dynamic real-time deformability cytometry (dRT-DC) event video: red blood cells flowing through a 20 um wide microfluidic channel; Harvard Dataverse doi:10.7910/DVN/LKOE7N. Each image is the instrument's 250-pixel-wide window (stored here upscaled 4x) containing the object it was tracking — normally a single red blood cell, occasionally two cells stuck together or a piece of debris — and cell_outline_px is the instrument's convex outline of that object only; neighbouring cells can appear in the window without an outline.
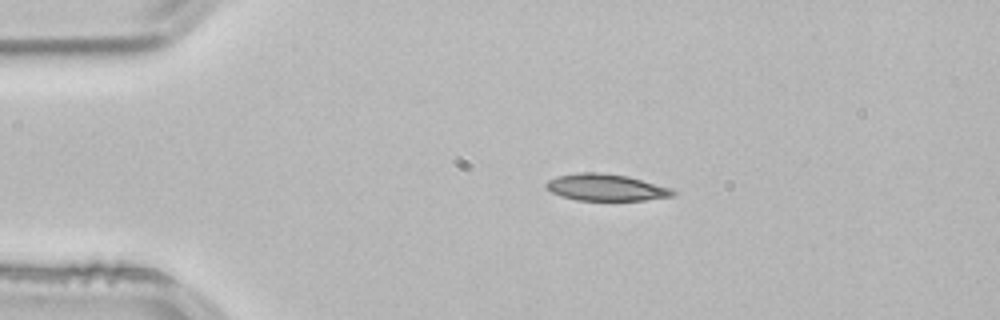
{"species": "common noctule bat (a hibernating species)", "species_latin": "Nyctalus noctula", "temperature_condition": "room temperature", "stored_images_in_passage": 43, "camera_frame_rate_fps": 3000, "um_per_image_px": 0.085, "animal": {"sex": "male", "body_mass_g": 21.5, "forearm_length_mm": 52.0}, "frame": {"image": 1, "passage_image": 1, "time_ms": 0.0, "image_size_px": [1000, 320], "cell_outline_px": [[676, 196], [644, 200], [576, 200], [560, 196], [552, 192], [544, 184], [548, 180], [556, 176], [580, 172], [600, 172], [628, 176], [672, 188], [676, 192]], "centroid_in_image_um": [51.52, 15.93], "position_along_channel_um": 33.5, "area_um2": 19.88}}
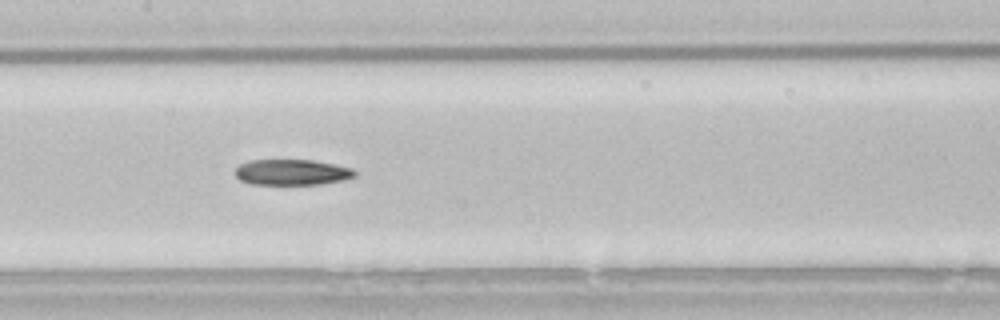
{"frame": {"image": 2, "passage_image": 16, "time_ms": 5.0, "image_size_px": [1000, 320], "cell_outline_px": [[356, 176], [344, 180], [320, 184], [252, 184], [240, 180], [236, 176], [236, 168], [240, 164], [248, 160], [312, 160], [352, 168], [356, 172]], "centroid_in_image_um": [24.81, 14.64], "position_along_channel_um": 182.6, "area_um2": 17.86}}
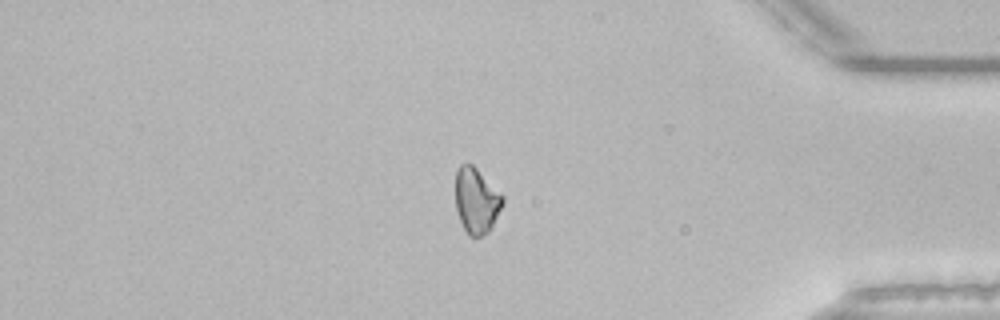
{"frame": {"image": 3, "passage_image": 35, "time_ms": 11.333, "image_size_px": [1000, 320], "cell_outline_px": [[504, 204], [488, 232], [480, 236], [468, 236], [460, 220], [456, 208], [456, 168], [460, 164], [472, 164], [504, 196]], "centroid_in_image_um": [40.5, 17.04], "position_along_channel_um": 394.7, "area_um2": 17.92}}